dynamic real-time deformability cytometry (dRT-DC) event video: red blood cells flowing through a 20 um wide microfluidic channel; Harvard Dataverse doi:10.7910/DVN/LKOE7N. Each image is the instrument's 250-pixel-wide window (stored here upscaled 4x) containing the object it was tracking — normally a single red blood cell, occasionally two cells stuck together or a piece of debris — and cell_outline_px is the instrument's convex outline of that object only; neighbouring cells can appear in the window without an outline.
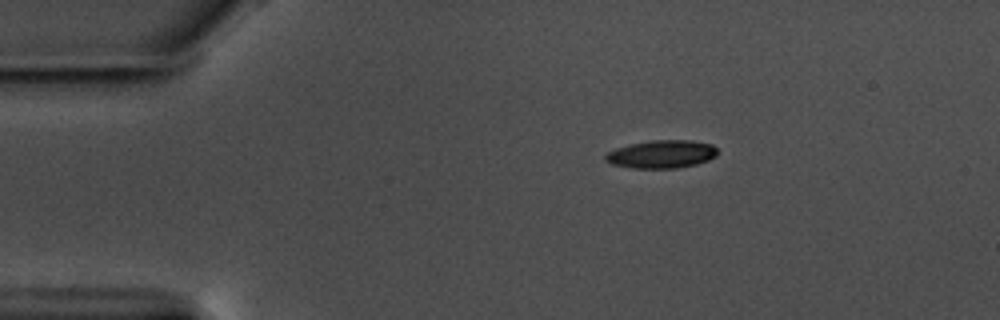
{"species": "common noctule bat (a hibernating species)", "species_latin": "Nyctalus noctula", "temperature_condition": "warm", "stored_images_in_passage": 48, "camera_frame_rate_fps": 3000, "um_per_image_px": 0.085, "animal": {"sex": "male", "body_mass_g": 17.5, "forearm_length_mm": 52.3}, "frame": {"image": 1, "passage_image": 1, "time_ms": 0.0, "image_size_px": [1000, 320], "cell_outline_px": [[716, 156], [708, 160], [696, 164], [676, 168], [632, 168], [612, 164], [604, 160], [604, 156], [608, 152], [616, 148], [628, 144], [652, 140], [692, 140], [712, 144], [716, 148]], "centroid_in_image_um": [56.22, 13.1], "position_along_channel_um": 28.8, "area_um2": 18.32}}
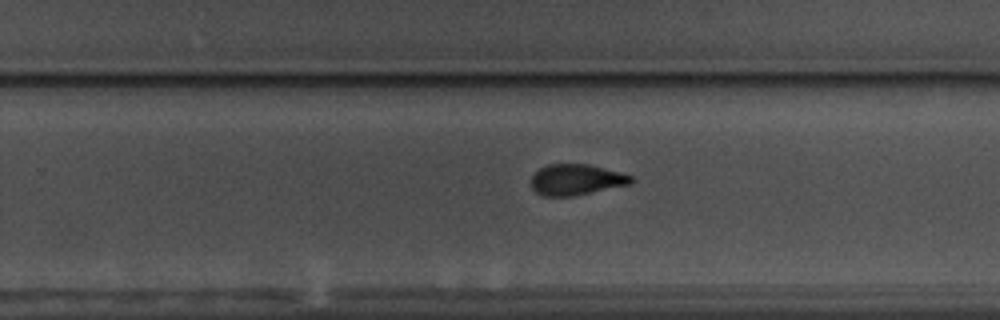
{"frame": {"image": 2, "passage_image": 27, "time_ms": 8.667, "image_size_px": [1000, 320], "cell_outline_px": [[632, 184], [572, 196], [544, 196], [536, 192], [532, 188], [532, 176], [540, 168], [548, 164], [588, 164], [632, 176]], "centroid_in_image_um": [48.96, 15.28], "position_along_channel_um": 280.8, "area_um2": 17.74}}
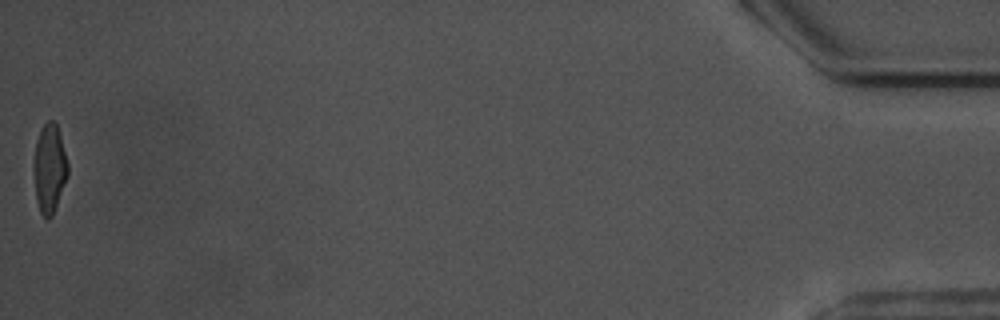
{"frame": {"image": 3, "passage_image": 48, "time_ms": 15.667, "image_size_px": [1000, 320], "cell_outline_px": [[68, 176], [52, 216], [48, 220], [40, 212], [36, 200], [36, 140], [44, 124], [48, 120], [56, 120], [68, 164]], "centroid_in_image_um": [4.25, 14.31], "position_along_channel_um": 430.9, "area_um2": 16.99}, "authors_computed_cell_mechanics": {"area_um2": 18.785, "velocity_mm_per_s": 3.5741, "shape_relaxation_time_tau1_ms": 4.6299, "shape_relaxation_time_tau2_ms": 1.8473, "deformation_change_tau1": 0.1696, "deformation_change_tau2": 0.0891}}